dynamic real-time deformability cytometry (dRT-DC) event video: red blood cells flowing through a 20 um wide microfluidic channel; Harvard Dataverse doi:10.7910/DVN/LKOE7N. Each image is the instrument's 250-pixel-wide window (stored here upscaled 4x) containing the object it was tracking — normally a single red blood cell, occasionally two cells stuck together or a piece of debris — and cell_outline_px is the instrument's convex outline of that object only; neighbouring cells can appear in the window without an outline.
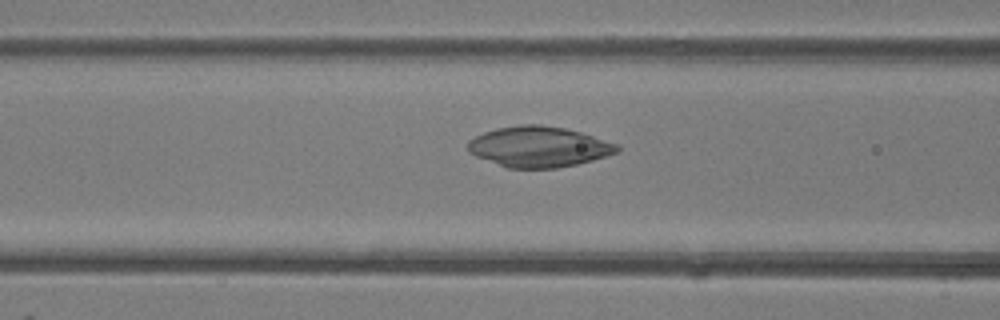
{"species": "common noctule bat (a hibernating species)", "species_latin": "Nyctalus noctula", "temperature_condition": "room temperature", "stored_images_in_passage": 34, "camera_frame_rate_fps": 3000, "um_per_image_px": 0.085, "animal": {"sex": "female"}, "frame": {"image": 1, "passage_image": 7, "time_ms": 2.0, "image_size_px": [1000, 320], "cell_outline_px": [[620, 152], [608, 156], [576, 164], [556, 168], [508, 168], [476, 156], [468, 152], [468, 140], [484, 132], [496, 128], [520, 124], [540, 124], [564, 128], [580, 132], [616, 144], [620, 148]], "centroid_in_image_um": [45.79, 12.47], "position_along_channel_um": 120.8, "area_um2": 35.2}}
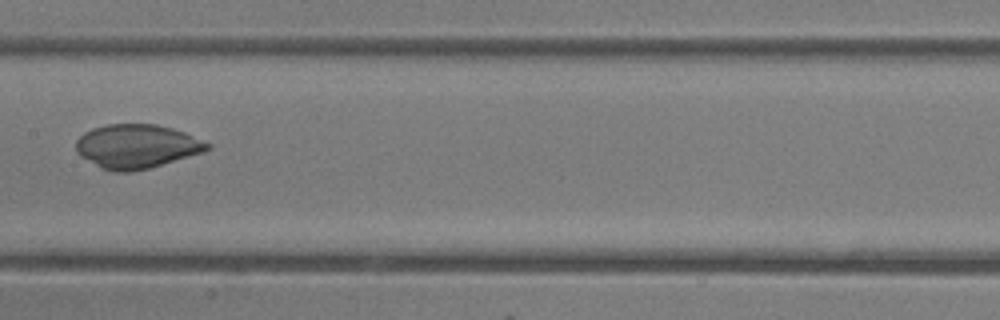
{"frame": {"image": 2, "passage_image": 12, "time_ms": 3.667, "image_size_px": [1000, 320], "cell_outline_px": [[212, 148], [204, 152], [148, 168], [128, 172], [112, 172], [100, 168], [80, 156], [76, 152], [76, 140], [84, 132], [92, 128], [108, 124], [156, 124], [172, 128], [184, 132], [212, 144]], "centroid_in_image_um": [11.61, 12.44], "position_along_channel_um": 195.8, "area_um2": 33.76}}
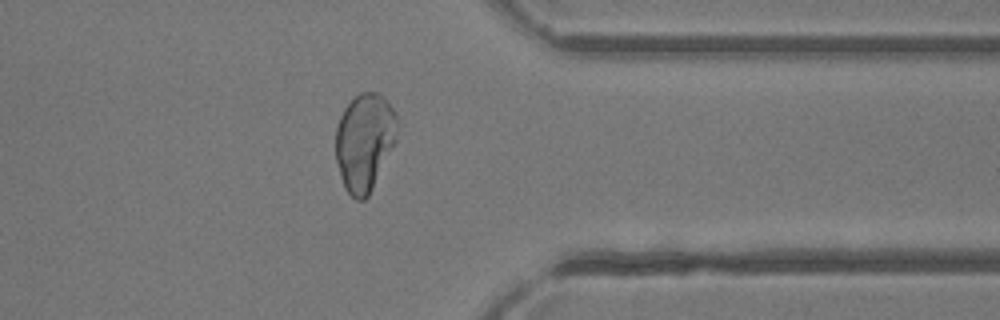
{"frame": {"image": 3, "passage_image": 25, "time_ms": 8.0, "image_size_px": [1000, 320], "cell_outline_px": [[396, 140], [368, 196], [364, 200], [356, 200], [344, 188], [340, 176], [336, 160], [336, 128], [340, 116], [344, 108], [360, 92], [380, 92], [392, 108], [396, 116]], "centroid_in_image_um": [30.96, 12.06], "position_along_channel_um": 380.4, "area_um2": 34.68}}